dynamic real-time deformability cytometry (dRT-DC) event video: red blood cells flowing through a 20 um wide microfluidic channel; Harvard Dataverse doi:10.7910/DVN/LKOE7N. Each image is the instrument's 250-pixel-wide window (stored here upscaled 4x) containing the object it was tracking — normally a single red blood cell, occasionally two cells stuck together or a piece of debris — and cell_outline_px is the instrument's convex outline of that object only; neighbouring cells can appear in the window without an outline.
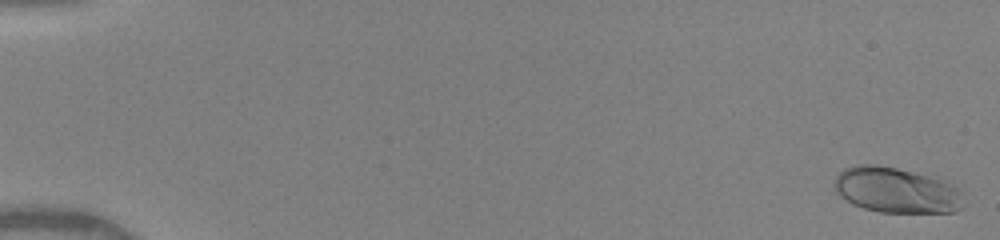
{"species": "human", "species_latin": "Homo sapiens", "temperature_condition": "warm", "stored_images_in_passage": 46, "camera_frame_rate_fps": 3000, "um_per_image_px": 0.085, "donor": {"sex": "female"}, "frame": {"image": 1, "passage_image": 1, "time_ms": 0.0, "image_size_px": [1000, 240], "cell_outline_px": [[960, 208], [956, 212], [880, 212], [864, 208], [852, 204], [840, 196], [836, 192], [832, 184], [836, 176], [844, 168], [856, 164], [876, 164], [896, 168], [912, 172], [940, 180], [952, 184], [960, 188]], "centroid_in_image_um": [76.1, 16.16], "position_along_channel_um": 8.9, "area_um2": 33.99}}
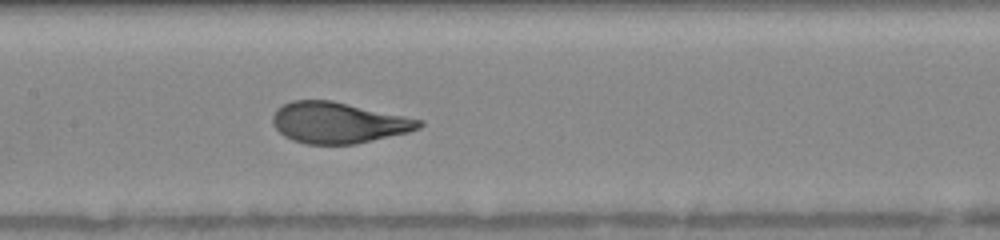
{"frame": {"image": 2, "passage_image": 26, "time_ms": 8.333, "image_size_px": [1000, 240], "cell_outline_px": [[424, 124], [420, 128], [408, 132], [356, 144], [308, 144], [292, 140], [284, 136], [272, 124], [272, 116], [276, 108], [292, 100], [332, 100], [424, 120]], "centroid_in_image_um": [28.75, 10.42], "position_along_channel_um": 178.6, "area_um2": 35.08}}
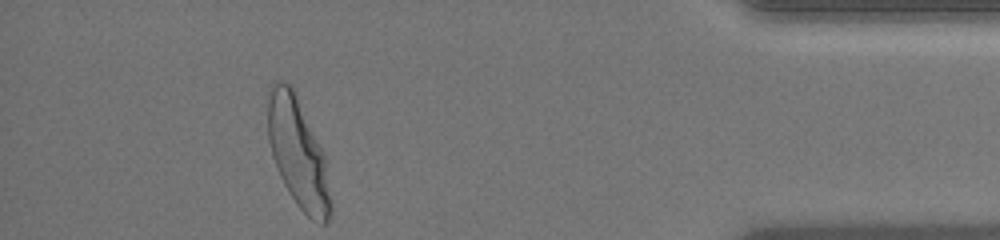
{"frame": {"image": 3, "passage_image": 46, "time_ms": 15.0, "image_size_px": [1000, 240], "cell_outline_px": [[332, 212], [328, 220], [324, 224], [320, 224], [312, 220], [296, 204], [288, 192], [276, 168], [272, 156], [268, 140], [268, 104], [272, 84], [276, 80], [280, 80], [292, 84], [324, 152], [332, 200]], "centroid_in_image_um": [25.35, 13.02], "position_along_channel_um": 409.8, "area_um2": 40.52}, "authors_computed_cell_mechanics": {"area_um2": 35.1135, "velocity_mm_per_s": 4.1116, "shape_relaxation_time_tau1_ms": 3.0542, "shape_relaxation_time_tau2_ms": null, "deformation_change_tau1": 0.1814, "deformation_change_tau2": null}}